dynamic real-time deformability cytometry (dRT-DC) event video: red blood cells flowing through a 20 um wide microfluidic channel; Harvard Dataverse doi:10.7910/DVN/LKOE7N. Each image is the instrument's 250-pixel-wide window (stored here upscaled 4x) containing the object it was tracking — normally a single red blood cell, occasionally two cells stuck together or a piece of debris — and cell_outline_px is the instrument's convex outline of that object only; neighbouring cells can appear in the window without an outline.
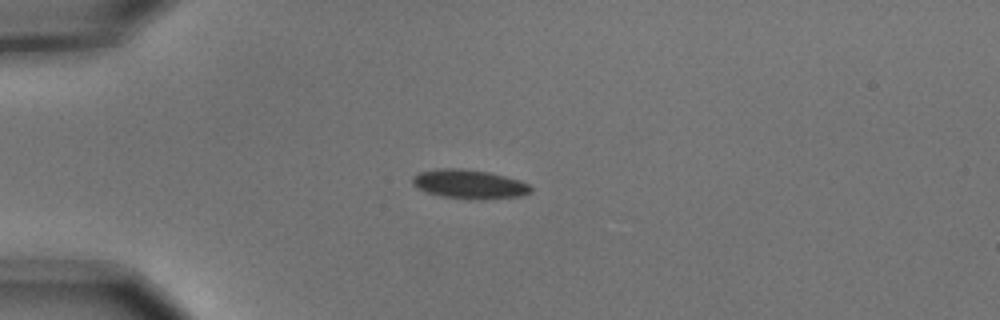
{"species": "common noctule bat (a hibernating species)", "species_latin": "Nyctalus noctula", "temperature_condition": "cold", "stored_images_in_passage": 5, "camera_frame_rate_fps": 3000, "um_per_image_px": 0.085, "animal": {"sex": "male", "body_mass_g": 15.6}, "frame": {"image": 1, "passage_image": 4, "time_ms": 1.0, "image_size_px": [1000, 320], "cell_outline_px": [[532, 192], [520, 196], [480, 200], [468, 200], [440, 196], [428, 192], [412, 184], [412, 176], [420, 172], [440, 168], [460, 168], [488, 172], [520, 180], [528, 184], [532, 188]], "centroid_in_image_um": [39.9, 15.66], "position_along_channel_um": 45.1, "area_um2": 20.11}}